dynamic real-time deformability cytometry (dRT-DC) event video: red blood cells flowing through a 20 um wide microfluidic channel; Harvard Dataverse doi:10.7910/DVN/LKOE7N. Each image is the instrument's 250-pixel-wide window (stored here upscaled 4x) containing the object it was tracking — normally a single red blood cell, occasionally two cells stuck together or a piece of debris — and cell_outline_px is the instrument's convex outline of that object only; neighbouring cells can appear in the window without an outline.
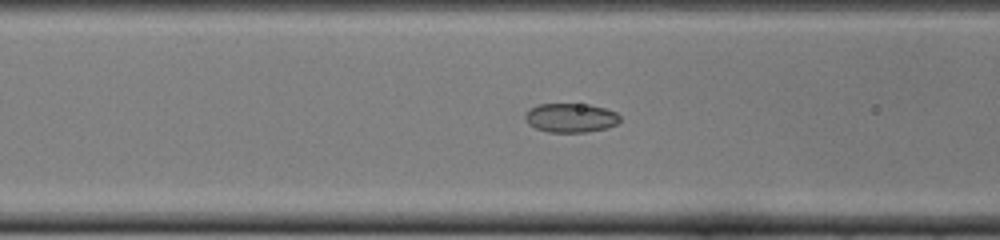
{"species": "common noctule bat (a hibernating species)", "species_latin": "Nyctalus noctula", "temperature_condition": "cold", "stored_images_in_passage": 50, "camera_frame_rate_fps": 3000, "um_per_image_px": 0.085, "animal": {"sex": "female", "body_mass_g": 22.0, "forearm_length_mm": 56.7}, "frame": {"image": 1, "passage_image": 20, "time_ms": 6.333, "image_size_px": [1000, 240], "cell_outline_px": [[620, 120], [616, 124], [608, 128], [588, 132], [548, 132], [536, 128], [528, 124], [524, 116], [524, 112], [528, 108], [536, 104], [588, 104], [604, 108], [616, 112], [620, 116]], "centroid_in_image_um": [48.48, 10.01], "position_along_channel_um": 118.1, "area_um2": 16.3}}
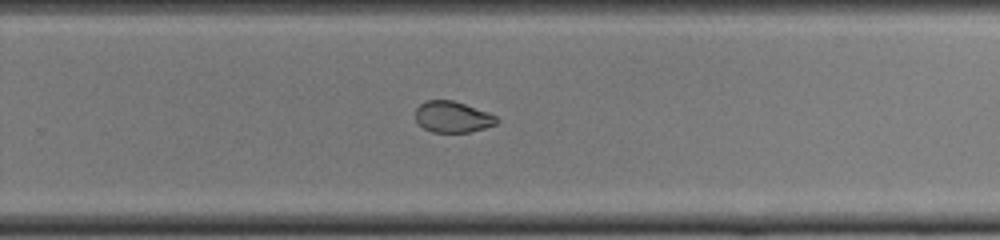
{"frame": {"image": 2, "passage_image": 33, "time_ms": 10.667, "image_size_px": [1000, 240], "cell_outline_px": [[500, 120], [496, 124], [472, 132], [432, 132], [424, 128], [416, 120], [416, 108], [424, 100], [452, 100], [488, 112], [496, 116]], "centroid_in_image_um": [38.48, 9.94], "position_along_channel_um": 291.3, "area_um2": 14.74}}
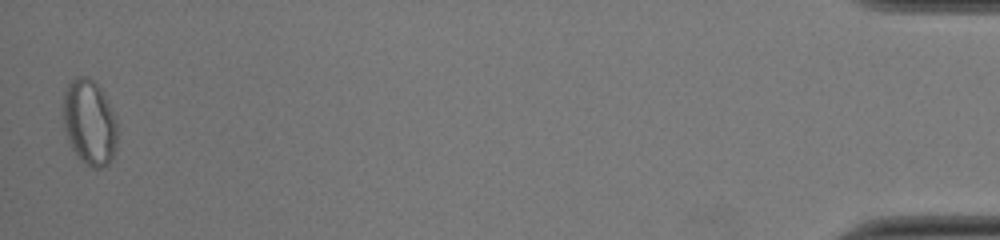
{"frame": {"image": 3, "passage_image": 50, "time_ms": 16.333, "image_size_px": [1000, 240], "cell_outline_px": [[116, 144], [112, 156], [108, 164], [100, 168], [92, 168], [80, 160], [76, 156], [68, 140], [64, 128], [64, 92], [68, 84], [76, 76], [88, 76], [100, 88], [116, 116]], "centroid_in_image_um": [7.6, 10.4], "position_along_channel_um": 427.6, "area_um2": 26.82}, "authors_computed_cell_mechanics": {"area_um2": 17.7446, "velocity_mm_per_s": 4.0087, "shape_relaxation_time_tau1_ms": null, "shape_relaxation_time_tau2_ms": 3.089, "deformation_change_tau1": null, "deformation_change_tau2": 0.0587}}